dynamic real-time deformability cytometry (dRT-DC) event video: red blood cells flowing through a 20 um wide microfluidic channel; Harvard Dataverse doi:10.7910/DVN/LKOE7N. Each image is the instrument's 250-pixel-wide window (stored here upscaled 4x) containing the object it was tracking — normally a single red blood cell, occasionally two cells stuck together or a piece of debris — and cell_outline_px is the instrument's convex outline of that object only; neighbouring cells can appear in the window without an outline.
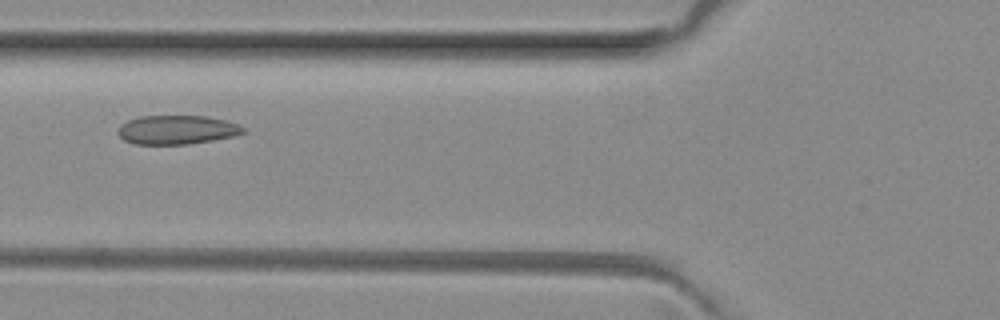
{"species": "common noctule bat (a hibernating species)", "species_latin": "Nyctalus noctula", "temperature_condition": "room temperature", "stored_images_in_passage": 4, "camera_frame_rate_fps": 3000, "um_per_image_px": 0.085, "animal": {"sex": "female", "body_mass_g": 29.2, "forearm_length_mm": 56.3}, "frame": {"image": 1, "passage_image": 3, "time_ms": 0.667, "image_size_px": [1000, 320], "cell_outline_px": [[244, 132], [232, 136], [212, 140], [188, 144], [132, 144], [124, 140], [116, 132], [120, 124], [128, 120], [140, 116], [204, 116], [228, 120], [240, 124], [244, 128]], "centroid_in_image_um": [15.01, 11.03], "position_along_channel_um": 110.8, "area_um2": 21.21}}
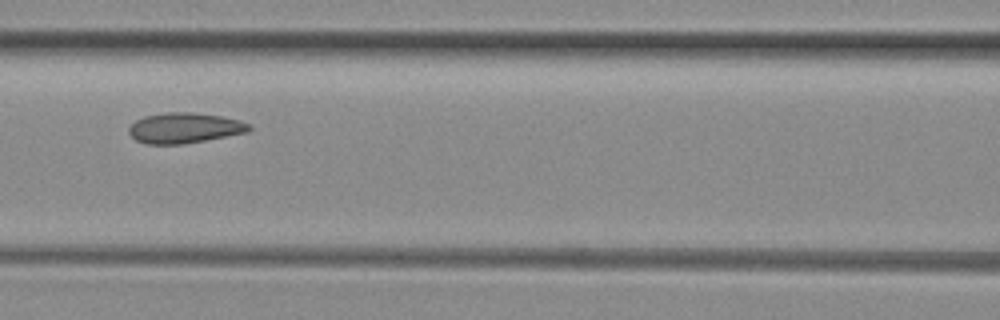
{"frame": {"image": 2, "passage_image": 4, "time_ms": 1.0, "image_size_px": [1000, 320], "cell_outline_px": [[252, 128], [248, 132], [184, 144], [148, 144], [136, 140], [128, 132], [128, 128], [136, 120], [144, 116], [168, 112], [196, 112], [220, 116], [240, 120], [252, 124]], "centroid_in_image_um": [15.71, 10.87], "position_along_channel_um": 150.9, "area_um2": 21.39}}